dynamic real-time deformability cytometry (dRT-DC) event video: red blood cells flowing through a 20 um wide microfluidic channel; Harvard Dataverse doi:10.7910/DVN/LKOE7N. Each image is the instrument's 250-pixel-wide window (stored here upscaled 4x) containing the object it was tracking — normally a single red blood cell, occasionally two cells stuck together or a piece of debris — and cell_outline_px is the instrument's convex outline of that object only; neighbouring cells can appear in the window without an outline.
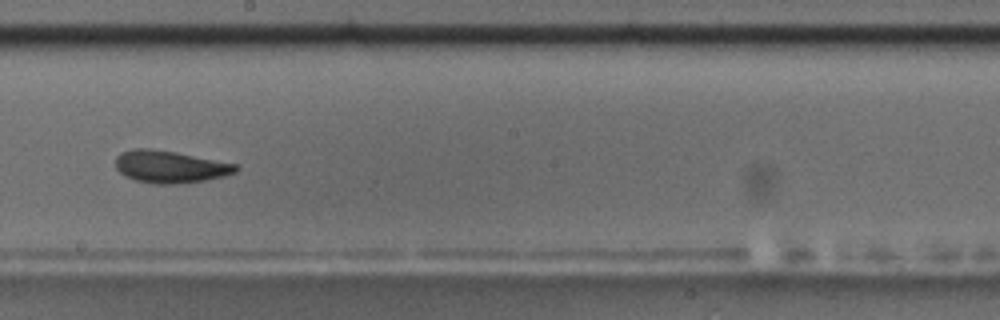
{"species": "common noctule bat (a hibernating species)", "species_latin": "Nyctalus noctula", "temperature_condition": "room temperature", "stored_images_in_passage": 16, "camera_frame_rate_fps": 3000, "um_per_image_px": 0.085, "animal": {"sex": "male", "body_mass_g": 17.5, "forearm_length_mm": 52.3}, "frame": {"image": 1, "passage_image": 10, "time_ms": 10.667, "image_size_px": [1000, 320], "cell_outline_px": [[240, 168], [236, 172], [224, 176], [204, 180], [176, 184], [152, 184], [136, 180], [124, 176], [116, 168], [116, 156], [120, 152], [136, 148], [152, 148], [176, 152], [240, 164]], "centroid_in_image_um": [14.47, 14.16], "position_along_channel_um": 233.7, "area_um2": 22.89}}
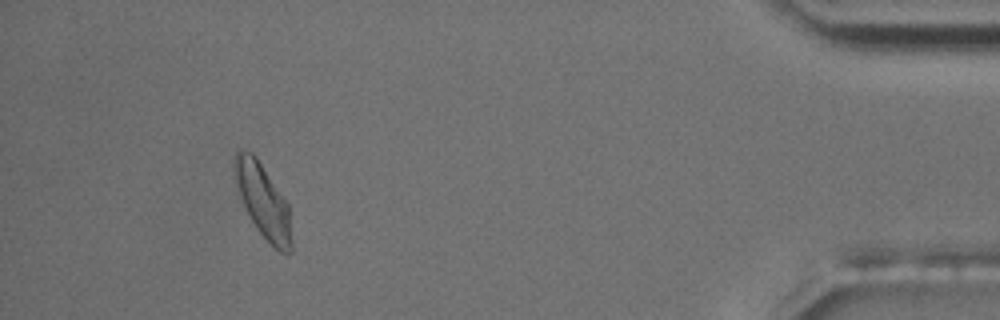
{"frame": {"image": 2, "passage_image": 16, "time_ms": 17.667, "image_size_px": [1000, 320], "cell_outline_px": [[292, 252], [288, 256], [280, 252], [260, 232], [252, 220], [236, 188], [232, 176], [232, 164], [236, 152], [240, 148], [244, 148], [252, 152], [256, 156], [288, 204], [292, 240]], "centroid_in_image_um": [22.33, 17.02], "position_along_channel_um": 412.9, "area_um2": 24.57}, "authors_computed_cell_mechanics": {"area_um2": 22.4264, "velocity_mm_per_s": 3.4364, "shape_relaxation_time_tau1_ms": 9.144, "shape_relaxation_time_tau2_ms": 7.2065, "deformation_change_tau1": 0.1783, "deformation_change_tau2": 0.1383}}